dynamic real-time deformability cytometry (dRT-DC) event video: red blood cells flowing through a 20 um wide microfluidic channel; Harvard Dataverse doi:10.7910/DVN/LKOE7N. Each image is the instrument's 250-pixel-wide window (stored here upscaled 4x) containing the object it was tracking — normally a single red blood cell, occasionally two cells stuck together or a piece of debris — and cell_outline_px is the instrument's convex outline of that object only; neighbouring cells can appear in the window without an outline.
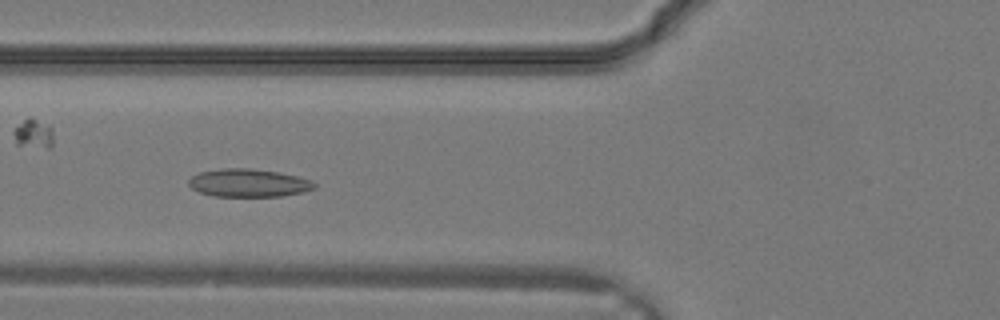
{"species": "common noctule bat (a hibernating species)", "species_latin": "Nyctalus noctula", "temperature_condition": "warm", "stored_images_in_passage": 30, "camera_frame_rate_fps": 3000, "um_per_image_px": 0.085, "animal": {"sex": "male", "body_mass_g": 19.2, "forearm_length_mm": 51.8}, "frame": {"image": 1, "passage_image": 11, "time_ms": 3.333, "image_size_px": [1000, 320], "cell_outline_px": [[316, 188], [304, 192], [280, 196], [216, 196], [200, 192], [192, 188], [188, 184], [188, 180], [192, 176], [200, 172], [224, 168], [248, 168], [280, 172], [300, 176], [312, 180], [316, 184]], "centroid_in_image_um": [21.18, 15.54], "position_along_channel_um": 104.6, "area_um2": 20.58}}
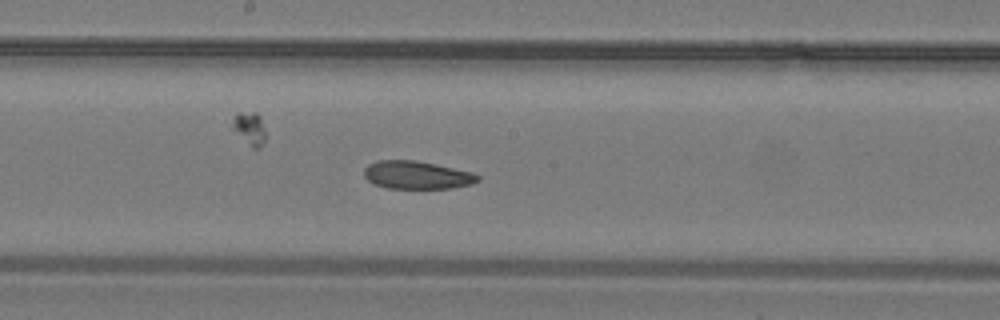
{"frame": {"image": 2, "passage_image": 16, "time_ms": 5.0, "image_size_px": [1000, 320], "cell_outline_px": [[480, 180], [472, 184], [452, 188], [388, 188], [372, 184], [364, 176], [364, 168], [368, 164], [376, 160], [416, 160], [436, 164], [472, 172], [480, 176]], "centroid_in_image_um": [35.42, 14.87], "position_along_channel_um": 212.8, "area_um2": 18.67}}
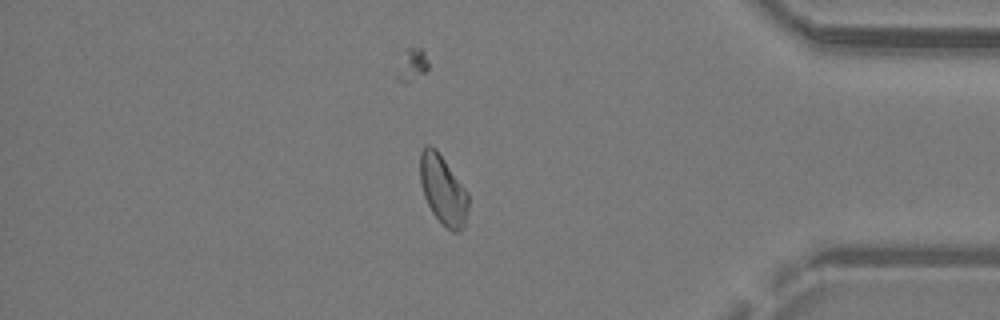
{"frame": {"image": 3, "passage_image": 26, "time_ms": 8.333, "image_size_px": [1000, 320], "cell_outline_px": [[468, 212], [464, 224], [460, 232], [452, 232], [432, 212], [424, 196], [420, 180], [420, 152], [424, 144], [432, 144], [436, 148], [468, 192]], "centroid_in_image_um": [37.65, 16.09], "position_along_channel_um": 397.6, "area_um2": 19.48}}